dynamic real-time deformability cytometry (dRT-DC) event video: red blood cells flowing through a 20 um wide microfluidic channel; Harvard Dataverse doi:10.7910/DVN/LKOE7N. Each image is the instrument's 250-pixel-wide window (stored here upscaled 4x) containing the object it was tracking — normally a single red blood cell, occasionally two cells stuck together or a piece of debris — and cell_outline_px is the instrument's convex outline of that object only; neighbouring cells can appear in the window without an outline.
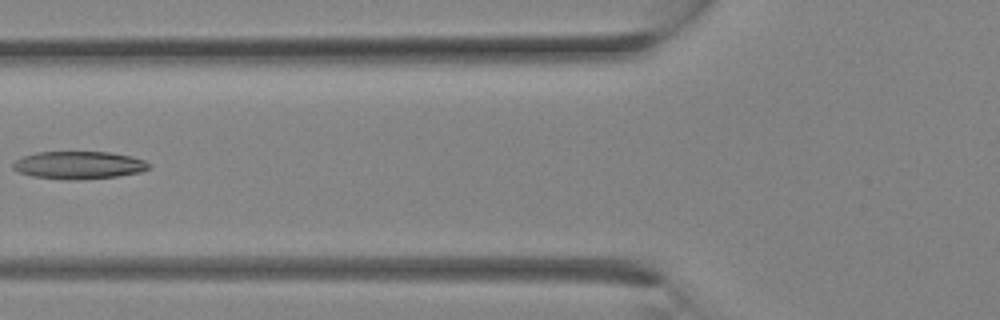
{"species": "Egyptian fruit bat (a non-hibernating species)", "species_latin": "Rousettus aegyptiacus", "temperature_condition": "room temperature", "stored_images_in_passage": 22, "camera_frame_rate_fps": 3000, "um_per_image_px": 0.085, "animal": {"sex": "female"}, "frame": {"image": 1, "passage_image": 5, "time_ms": 1.333, "image_size_px": [1000, 320], "cell_outline_px": [[152, 164], [148, 168], [140, 172], [120, 176], [68, 180], [32, 176], [16, 172], [12, 168], [12, 164], [16, 160], [24, 156], [36, 152], [108, 152], [132, 156], [144, 160]], "centroid_in_image_um": [6.69, 14.03], "position_along_channel_um": 119.1, "area_um2": 21.96}}
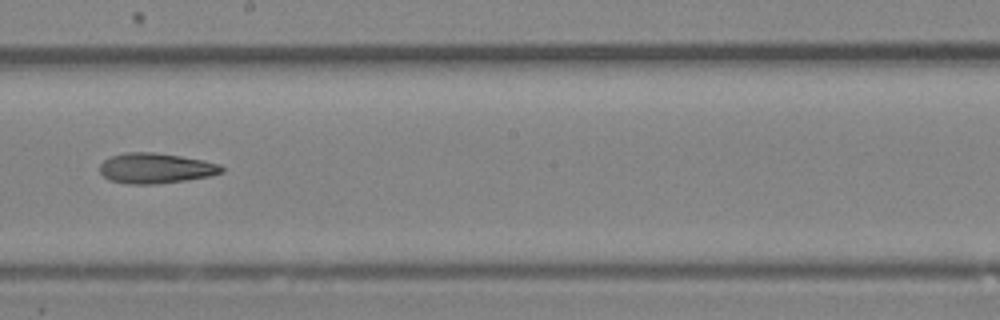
{"frame": {"image": 2, "passage_image": 10, "time_ms": 3.0, "image_size_px": [1000, 320], "cell_outline_px": [[224, 172], [212, 176], [156, 184], [128, 184], [108, 180], [100, 172], [100, 164], [104, 160], [112, 156], [124, 152], [152, 152], [180, 156], [204, 160], [220, 164], [224, 168]], "centroid_in_image_um": [13.25, 14.3], "position_along_channel_um": 235.0, "area_um2": 21.62}}
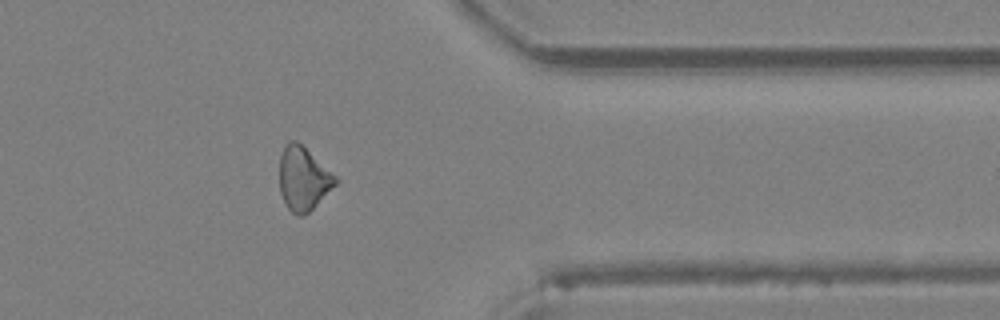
{"frame": {"image": 3, "passage_image": 17, "time_ms": 5.333, "image_size_px": [1000, 320], "cell_outline_px": [[340, 180], [304, 216], [296, 216], [288, 208], [280, 192], [280, 156], [288, 140], [296, 140], [336, 176]], "centroid_in_image_um": [25.77, 15.19], "position_along_channel_um": 385.6, "area_um2": 20.35}}